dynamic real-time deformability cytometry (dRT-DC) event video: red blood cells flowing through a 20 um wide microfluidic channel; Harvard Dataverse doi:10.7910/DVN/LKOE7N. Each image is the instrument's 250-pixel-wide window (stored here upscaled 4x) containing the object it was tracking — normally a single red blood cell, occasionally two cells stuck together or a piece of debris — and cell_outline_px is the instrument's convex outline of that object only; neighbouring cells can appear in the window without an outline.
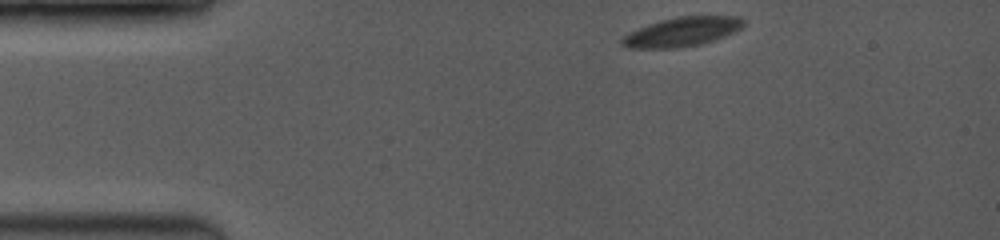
{"species": "common noctule bat (a hibernating species)", "species_latin": "Nyctalus noctula", "temperature_condition": "room temperature", "stored_images_in_passage": 27, "camera_frame_rate_fps": 3500, "um_per_image_px": 0.085, "animal": {"sex": "female", "body_mass_g": 19.0, "forearm_length_mm": 53.3}, "frame": {"image": 1, "passage_image": 1, "time_ms": 0.0, "image_size_px": [1000, 240], "cell_outline_px": [[744, 24], [740, 28], [716, 40], [700, 44], [676, 48], [628, 48], [620, 44], [620, 40], [624, 36], [640, 28], [664, 20], [680, 16], [732, 16], [744, 20]], "centroid_in_image_um": [57.97, 2.72], "position_along_channel_um": 27.0, "area_um2": 20.17}}
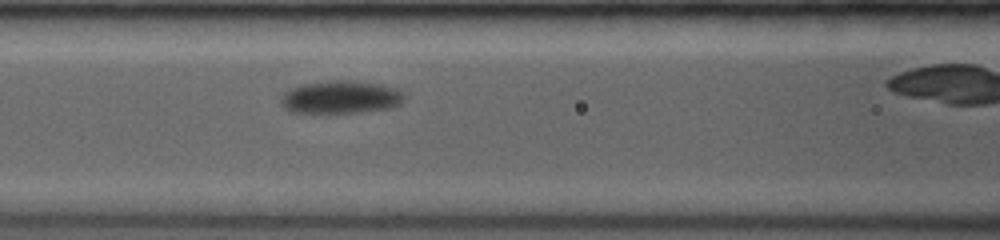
{"frame": {"image": 2, "passage_image": 13, "time_ms": 4.571, "image_size_px": [1000, 240], "cell_outline_px": [[404, 100], [400, 104], [388, 108], [356, 112], [288, 112], [284, 108], [280, 100], [284, 92], [288, 88], [300, 84], [324, 80], [348, 80], [380, 84], [396, 88], [404, 96]], "centroid_in_image_um": [28.9, 8.24], "position_along_channel_um": 137.7, "area_um2": 23.64}}
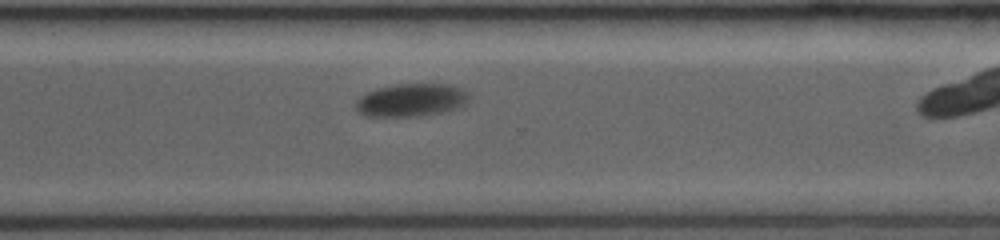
{"frame": {"image": 3, "passage_image": 27, "time_ms": 9.714, "image_size_px": [1000, 240], "cell_outline_px": [[468, 104], [464, 108], [416, 116], [364, 116], [356, 108], [356, 100], [360, 96], [376, 88], [396, 84], [448, 84], [464, 88], [468, 92]], "centroid_in_image_um": [35.02, 8.5], "position_along_channel_um": 335.6, "area_um2": 21.96}}